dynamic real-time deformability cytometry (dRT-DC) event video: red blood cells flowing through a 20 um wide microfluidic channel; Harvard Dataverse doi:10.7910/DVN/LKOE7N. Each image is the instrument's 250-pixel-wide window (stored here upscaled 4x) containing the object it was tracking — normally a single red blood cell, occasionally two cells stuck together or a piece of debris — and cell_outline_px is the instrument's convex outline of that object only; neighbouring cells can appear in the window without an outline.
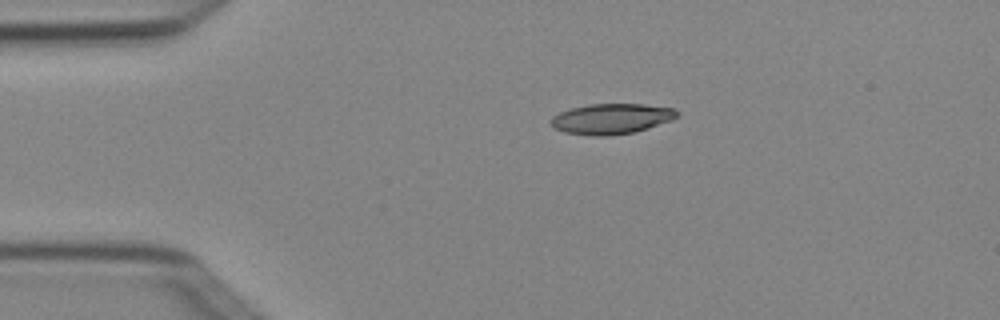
{"species": "Egyptian fruit bat (a non-hibernating species)", "species_latin": "Rousettus aegyptiacus", "temperature_condition": "cold", "stored_images_in_passage": 2, "camera_frame_rate_fps": 3000, "um_per_image_px": 0.085, "animal": {"sex": "female"}, "frame": {"image": 1, "passage_image": 1, "time_ms": 0.0, "image_size_px": [1000, 320], "cell_outline_px": [[680, 112], [672, 120], [636, 132], [608, 136], [592, 136], [564, 132], [556, 128], [548, 120], [552, 116], [560, 112], [572, 108], [588, 104], [644, 104], [672, 108]], "centroid_in_image_um": [51.96, 10.1], "position_along_channel_um": 33.0, "area_um2": 22.43}}